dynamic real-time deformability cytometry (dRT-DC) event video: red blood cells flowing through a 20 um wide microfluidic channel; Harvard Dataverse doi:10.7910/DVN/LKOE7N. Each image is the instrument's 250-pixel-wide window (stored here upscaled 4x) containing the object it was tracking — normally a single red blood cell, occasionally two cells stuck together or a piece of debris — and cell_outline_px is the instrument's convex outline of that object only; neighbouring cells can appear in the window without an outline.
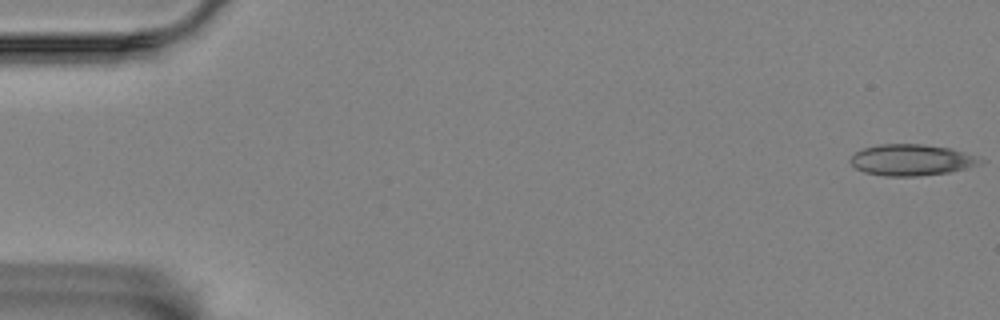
{"species": "Egyptian fruit bat (a non-hibernating species)", "species_latin": "Rousettus aegyptiacus", "temperature_condition": "room temperature", "stored_images_in_passage": 57, "camera_frame_rate_fps": 3000, "um_per_image_px": 0.085, "animal": {"sex": "female"}, "frame": {"image": 1, "passage_image": 1, "time_ms": 0.0, "image_size_px": [1000, 320], "cell_outline_px": [[984, 160], [980, 164], [948, 172], [916, 176], [884, 176], [864, 172], [856, 168], [848, 160], [856, 152], [864, 148], [876, 144], [920, 144], [952, 148]], "centroid_in_image_um": [77.43, 13.59], "position_along_channel_um": 7.6, "area_um2": 23.41}}
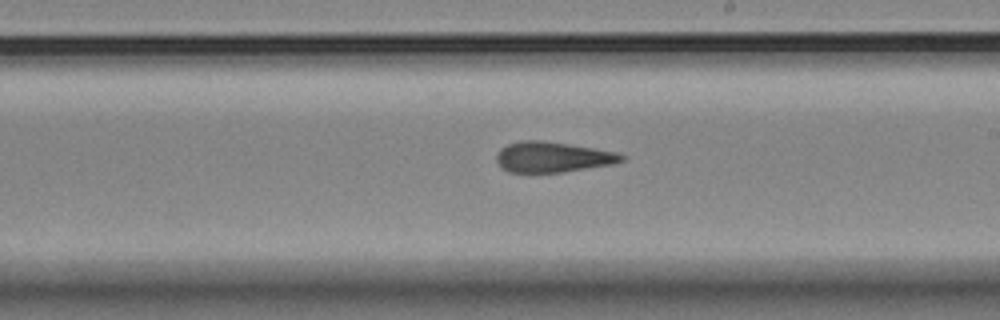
{"frame": {"image": 2, "passage_image": 33, "time_ms": 10.667, "image_size_px": [1000, 320], "cell_outline_px": [[624, 160], [612, 164], [560, 172], [508, 172], [500, 168], [496, 160], [496, 156], [500, 148], [508, 144], [524, 140], [544, 140], [616, 152], [624, 156]], "centroid_in_image_um": [46.91, 13.35], "position_along_channel_um": 242.1, "area_um2": 22.02}}
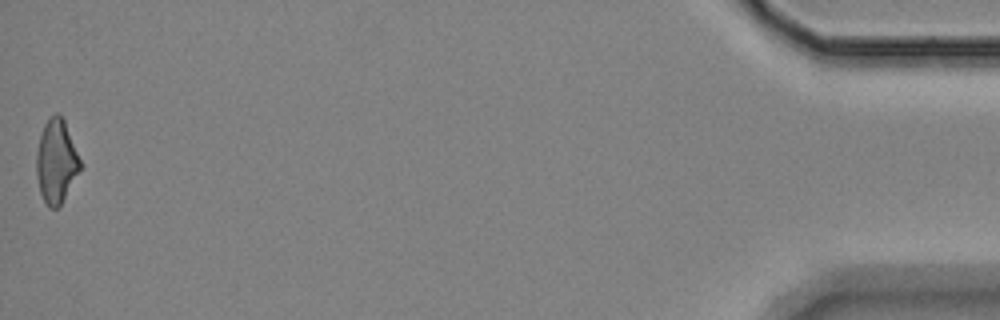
{"frame": {"image": 3, "passage_image": 57, "time_ms": 18.667, "image_size_px": [1000, 320], "cell_outline_px": [[80, 168], [60, 204], [56, 208], [48, 208], [40, 192], [36, 176], [36, 152], [40, 136], [44, 124], [48, 116], [56, 112], [60, 112], [64, 120], [80, 160]], "centroid_in_image_um": [4.74, 13.66], "position_along_channel_um": 430.5, "area_um2": 20.98}, "authors_computed_cell_mechanics": {"area_um2": 23.0044, "velocity_mm_per_s": 3.4918, "shape_relaxation_time_tau1_ms": 9.8835, "shape_relaxation_time_tau2_ms": 4.2489, "deformation_change_tau1": 0.1741, "deformation_change_tau2": 0.1278}}